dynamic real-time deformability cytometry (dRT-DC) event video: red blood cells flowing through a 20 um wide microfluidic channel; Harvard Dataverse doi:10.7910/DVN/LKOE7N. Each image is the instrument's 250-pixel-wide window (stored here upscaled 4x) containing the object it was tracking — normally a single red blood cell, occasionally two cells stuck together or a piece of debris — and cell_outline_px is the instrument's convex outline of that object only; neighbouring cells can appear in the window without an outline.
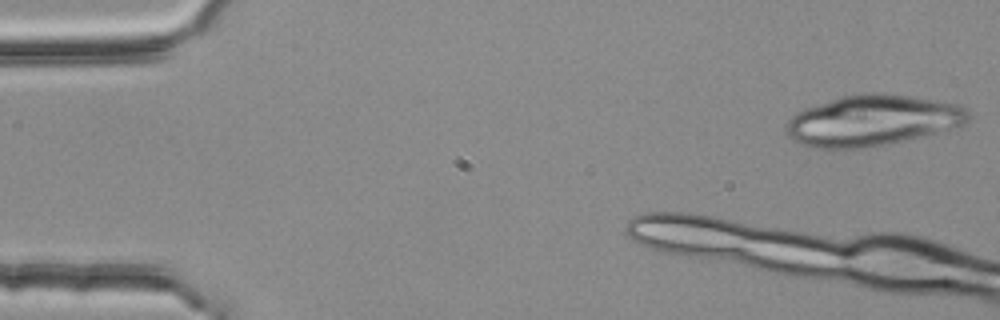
{"species": "common noctule bat (a hibernating species)", "species_latin": "Nyctalus noctula", "temperature_condition": "room temperature", "stored_images_in_passage": 3, "camera_frame_rate_fps": 3000, "um_per_image_px": 0.085, "animal": {"sex": "female", "body_mass_g": 25.1}, "frame": {"image": 1, "passage_image": 1, "time_ms": 0.0, "image_size_px": [1000, 320], "cell_outline_px": [[968, 120], [964, 124], [904, 140], [868, 148], [816, 148], [804, 144], [788, 136], [784, 128], [788, 120], [796, 112], [804, 108], [840, 96], [860, 92], [880, 92], [908, 96], [956, 104], [964, 108], [968, 112]], "centroid_in_image_um": [74.07, 10.22], "position_along_channel_um": 10.9, "area_um2": 53.41}}